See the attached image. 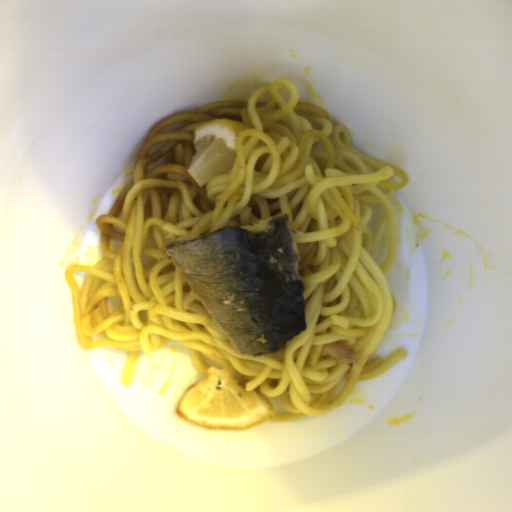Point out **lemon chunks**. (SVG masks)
I'll return each mask as SVG.
<instances>
[{
  "label": "lemon chunks",
  "mask_w": 512,
  "mask_h": 512,
  "mask_svg": "<svg viewBox=\"0 0 512 512\" xmlns=\"http://www.w3.org/2000/svg\"><path fill=\"white\" fill-rule=\"evenodd\" d=\"M176 412L194 426L222 432L250 429L275 414L270 398L246 390L232 370L214 366L188 388Z\"/></svg>",
  "instance_id": "1"
},
{
  "label": "lemon chunks",
  "mask_w": 512,
  "mask_h": 512,
  "mask_svg": "<svg viewBox=\"0 0 512 512\" xmlns=\"http://www.w3.org/2000/svg\"><path fill=\"white\" fill-rule=\"evenodd\" d=\"M247 128L238 120L215 118L194 129L195 151L187 171L198 187L233 171L237 136Z\"/></svg>",
  "instance_id": "2"
}]
</instances>
